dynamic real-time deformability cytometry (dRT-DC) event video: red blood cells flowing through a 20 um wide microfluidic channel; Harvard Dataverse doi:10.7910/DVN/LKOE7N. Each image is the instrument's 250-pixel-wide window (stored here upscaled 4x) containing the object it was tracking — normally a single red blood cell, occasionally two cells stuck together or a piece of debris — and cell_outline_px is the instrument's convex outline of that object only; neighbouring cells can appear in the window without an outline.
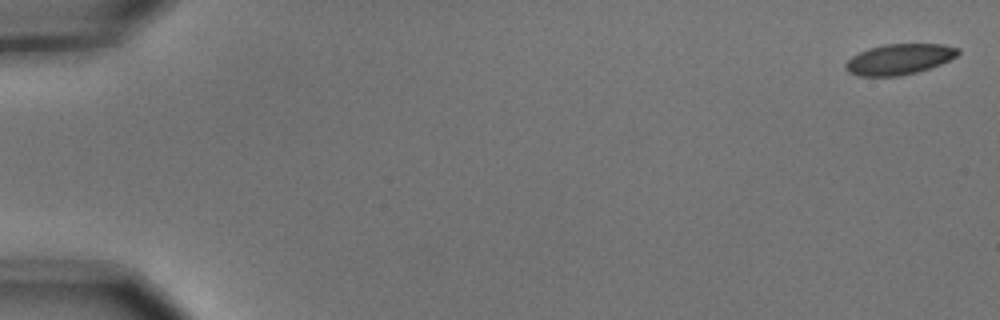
{"species": "common noctule bat (a hibernating species)", "species_latin": "Nyctalus noctula", "temperature_condition": "cold", "stored_images_in_passage": 8, "camera_frame_rate_fps": 3000, "um_per_image_px": 0.085, "animal": {"sex": "male", "body_mass_g": 15.6}, "frame": {"image": 1, "passage_image": 1, "time_ms": 0.0, "image_size_px": [1000, 320], "cell_outline_px": [[960, 52], [956, 56], [940, 64], [916, 72], [900, 76], [860, 76], [848, 72], [844, 68], [844, 64], [852, 56], [868, 48], [884, 44], [944, 44], [960, 48]], "centroid_in_image_um": [76.42, 5.03], "position_along_channel_um": 8.6, "area_um2": 20.06}}
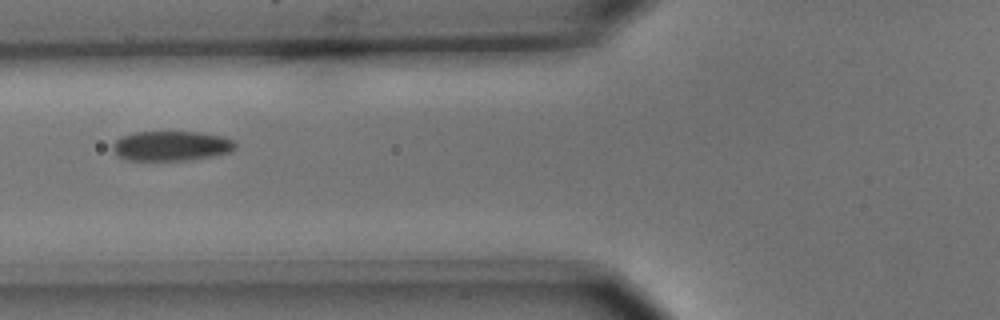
{"frame": {"image": 2, "passage_image": 7, "time_ms": 2.0, "image_size_px": [1000, 320], "cell_outline_px": [[236, 148], [232, 152], [212, 156], [184, 160], [128, 160], [120, 156], [112, 148], [112, 144], [120, 136], [136, 132], [200, 132], [224, 136], [236, 140]], "centroid_in_image_um": [14.61, 12.39], "position_along_channel_um": 111.2, "area_um2": 21.39}}
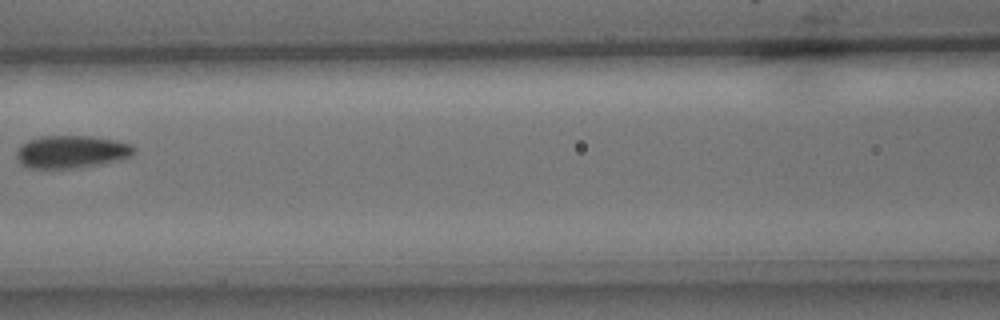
{"frame": {"image": 3, "passage_image": 8, "time_ms": 2.333, "image_size_px": [1000, 320], "cell_outline_px": [[136, 152], [132, 156], [120, 160], [100, 164], [72, 168], [28, 168], [20, 164], [16, 156], [16, 152], [28, 140], [40, 136], [92, 136], [116, 140], [132, 144], [136, 148]], "centroid_in_image_um": [6.12, 12.9], "position_along_channel_um": 160.5, "area_um2": 22.48}}